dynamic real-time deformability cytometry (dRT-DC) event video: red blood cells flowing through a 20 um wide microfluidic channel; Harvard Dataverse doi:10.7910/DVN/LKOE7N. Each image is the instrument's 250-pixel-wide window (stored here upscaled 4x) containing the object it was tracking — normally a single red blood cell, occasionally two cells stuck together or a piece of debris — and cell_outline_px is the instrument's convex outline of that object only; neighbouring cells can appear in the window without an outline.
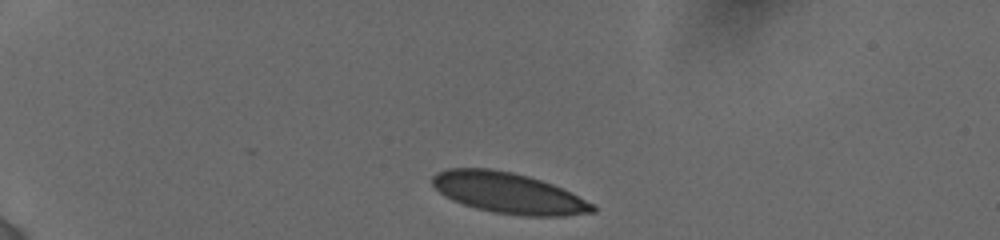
{"species": "human", "species_latin": "Homo sapiens", "temperature_condition": "cold", "stored_images_in_passage": 4, "camera_frame_rate_fps": 3000, "um_per_image_px": 0.085, "donor": {"sex": "female"}, "frame": {"image": 1, "passage_image": 1, "time_ms": 0.0, "image_size_px": [1000, 240], "cell_outline_px": [[596, 212], [564, 216], [524, 216], [492, 212], [476, 208], [452, 200], [444, 196], [432, 184], [432, 176], [436, 172], [448, 168], [488, 168], [512, 172], [528, 176], [552, 184], [592, 204], [596, 208]], "centroid_in_image_um": [43.17, 16.41], "position_along_channel_um": 41.8, "area_um2": 37.8}}
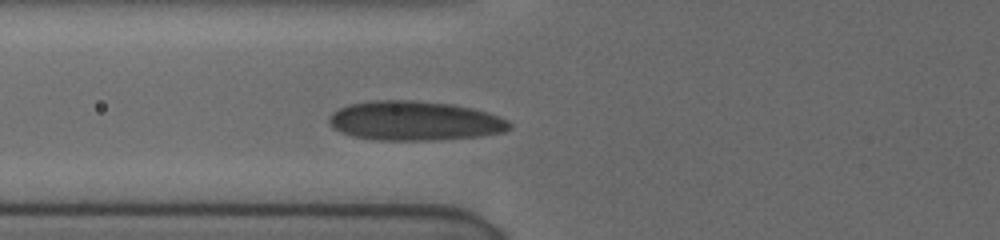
{"frame": {"image": 2, "passage_image": 4, "time_ms": 3.0, "image_size_px": [1000, 240], "cell_outline_px": [[512, 128], [504, 132], [480, 136], [432, 140], [376, 140], [352, 136], [340, 132], [332, 128], [328, 120], [332, 112], [348, 104], [376, 100], [408, 100], [452, 104], [472, 108], [488, 112], [500, 116], [508, 120], [512, 124]], "centroid_in_image_um": [35.25, 10.27], "position_along_channel_um": 90.5, "area_um2": 41.62}}